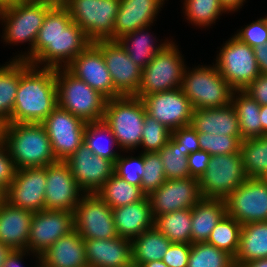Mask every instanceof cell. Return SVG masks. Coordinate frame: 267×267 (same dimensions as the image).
Instances as JSON below:
<instances>
[{"instance_id": "47", "label": "cell", "mask_w": 267, "mask_h": 267, "mask_svg": "<svg viewBox=\"0 0 267 267\" xmlns=\"http://www.w3.org/2000/svg\"><path fill=\"white\" fill-rule=\"evenodd\" d=\"M234 36L252 48L264 45L267 42V16L246 25Z\"/></svg>"}, {"instance_id": "33", "label": "cell", "mask_w": 267, "mask_h": 267, "mask_svg": "<svg viewBox=\"0 0 267 267\" xmlns=\"http://www.w3.org/2000/svg\"><path fill=\"white\" fill-rule=\"evenodd\" d=\"M171 243L155 227L146 230L132 240L133 262L141 266L144 263L162 260Z\"/></svg>"}, {"instance_id": "30", "label": "cell", "mask_w": 267, "mask_h": 267, "mask_svg": "<svg viewBox=\"0 0 267 267\" xmlns=\"http://www.w3.org/2000/svg\"><path fill=\"white\" fill-rule=\"evenodd\" d=\"M267 258V221L242 225L235 267Z\"/></svg>"}, {"instance_id": "4", "label": "cell", "mask_w": 267, "mask_h": 267, "mask_svg": "<svg viewBox=\"0 0 267 267\" xmlns=\"http://www.w3.org/2000/svg\"><path fill=\"white\" fill-rule=\"evenodd\" d=\"M52 6L31 0L17 1L4 5L0 15L5 27L3 39L10 44L30 42L31 48L26 55H17L15 60H25L32 64L34 62V45L43 24L46 13Z\"/></svg>"}, {"instance_id": "52", "label": "cell", "mask_w": 267, "mask_h": 267, "mask_svg": "<svg viewBox=\"0 0 267 267\" xmlns=\"http://www.w3.org/2000/svg\"><path fill=\"white\" fill-rule=\"evenodd\" d=\"M244 91L261 106L267 105V75L260 74L244 89Z\"/></svg>"}, {"instance_id": "8", "label": "cell", "mask_w": 267, "mask_h": 267, "mask_svg": "<svg viewBox=\"0 0 267 267\" xmlns=\"http://www.w3.org/2000/svg\"><path fill=\"white\" fill-rule=\"evenodd\" d=\"M185 68L187 66L175 42L170 41L143 69L141 83L134 96L142 99L153 93L181 88Z\"/></svg>"}, {"instance_id": "50", "label": "cell", "mask_w": 267, "mask_h": 267, "mask_svg": "<svg viewBox=\"0 0 267 267\" xmlns=\"http://www.w3.org/2000/svg\"><path fill=\"white\" fill-rule=\"evenodd\" d=\"M190 252L191 244L171 243L162 261L168 267H187Z\"/></svg>"}, {"instance_id": "12", "label": "cell", "mask_w": 267, "mask_h": 267, "mask_svg": "<svg viewBox=\"0 0 267 267\" xmlns=\"http://www.w3.org/2000/svg\"><path fill=\"white\" fill-rule=\"evenodd\" d=\"M74 229L83 239L118 237L112 208L96 193H84L73 212Z\"/></svg>"}, {"instance_id": "51", "label": "cell", "mask_w": 267, "mask_h": 267, "mask_svg": "<svg viewBox=\"0 0 267 267\" xmlns=\"http://www.w3.org/2000/svg\"><path fill=\"white\" fill-rule=\"evenodd\" d=\"M211 155L204 150L192 152L188 155V169L190 177L200 179L204 172L208 169Z\"/></svg>"}, {"instance_id": "2", "label": "cell", "mask_w": 267, "mask_h": 267, "mask_svg": "<svg viewBox=\"0 0 267 267\" xmlns=\"http://www.w3.org/2000/svg\"><path fill=\"white\" fill-rule=\"evenodd\" d=\"M55 68L35 67L20 60V81L7 123H42L58 106Z\"/></svg>"}, {"instance_id": "21", "label": "cell", "mask_w": 267, "mask_h": 267, "mask_svg": "<svg viewBox=\"0 0 267 267\" xmlns=\"http://www.w3.org/2000/svg\"><path fill=\"white\" fill-rule=\"evenodd\" d=\"M65 68L107 100L122 96L113 86L102 52L93 43Z\"/></svg>"}, {"instance_id": "60", "label": "cell", "mask_w": 267, "mask_h": 267, "mask_svg": "<svg viewBox=\"0 0 267 267\" xmlns=\"http://www.w3.org/2000/svg\"><path fill=\"white\" fill-rule=\"evenodd\" d=\"M141 267H168L162 260L144 263Z\"/></svg>"}, {"instance_id": "53", "label": "cell", "mask_w": 267, "mask_h": 267, "mask_svg": "<svg viewBox=\"0 0 267 267\" xmlns=\"http://www.w3.org/2000/svg\"><path fill=\"white\" fill-rule=\"evenodd\" d=\"M254 55L257 60L260 74L267 75V42L254 48Z\"/></svg>"}, {"instance_id": "19", "label": "cell", "mask_w": 267, "mask_h": 267, "mask_svg": "<svg viewBox=\"0 0 267 267\" xmlns=\"http://www.w3.org/2000/svg\"><path fill=\"white\" fill-rule=\"evenodd\" d=\"M84 193L64 161L46 166L45 209L74 212Z\"/></svg>"}, {"instance_id": "57", "label": "cell", "mask_w": 267, "mask_h": 267, "mask_svg": "<svg viewBox=\"0 0 267 267\" xmlns=\"http://www.w3.org/2000/svg\"><path fill=\"white\" fill-rule=\"evenodd\" d=\"M31 1L48 4L52 7H65L69 0H31Z\"/></svg>"}, {"instance_id": "36", "label": "cell", "mask_w": 267, "mask_h": 267, "mask_svg": "<svg viewBox=\"0 0 267 267\" xmlns=\"http://www.w3.org/2000/svg\"><path fill=\"white\" fill-rule=\"evenodd\" d=\"M96 194L112 209L142 200L146 195L141 187L132 185L116 174H113L97 191Z\"/></svg>"}, {"instance_id": "44", "label": "cell", "mask_w": 267, "mask_h": 267, "mask_svg": "<svg viewBox=\"0 0 267 267\" xmlns=\"http://www.w3.org/2000/svg\"><path fill=\"white\" fill-rule=\"evenodd\" d=\"M144 174L141 178V191L148 196L167 180L163 162L158 152H143Z\"/></svg>"}, {"instance_id": "58", "label": "cell", "mask_w": 267, "mask_h": 267, "mask_svg": "<svg viewBox=\"0 0 267 267\" xmlns=\"http://www.w3.org/2000/svg\"><path fill=\"white\" fill-rule=\"evenodd\" d=\"M11 251V248L0 243V267L4 266L5 260Z\"/></svg>"}, {"instance_id": "27", "label": "cell", "mask_w": 267, "mask_h": 267, "mask_svg": "<svg viewBox=\"0 0 267 267\" xmlns=\"http://www.w3.org/2000/svg\"><path fill=\"white\" fill-rule=\"evenodd\" d=\"M112 212L119 237L133 240L142 232L154 227V218L147 196L136 203L113 208Z\"/></svg>"}, {"instance_id": "5", "label": "cell", "mask_w": 267, "mask_h": 267, "mask_svg": "<svg viewBox=\"0 0 267 267\" xmlns=\"http://www.w3.org/2000/svg\"><path fill=\"white\" fill-rule=\"evenodd\" d=\"M146 113L144 102L134 95L107 100L103 122L111 129L122 151L140 146Z\"/></svg>"}, {"instance_id": "37", "label": "cell", "mask_w": 267, "mask_h": 267, "mask_svg": "<svg viewBox=\"0 0 267 267\" xmlns=\"http://www.w3.org/2000/svg\"><path fill=\"white\" fill-rule=\"evenodd\" d=\"M243 167L249 178H267V135L240 143Z\"/></svg>"}, {"instance_id": "22", "label": "cell", "mask_w": 267, "mask_h": 267, "mask_svg": "<svg viewBox=\"0 0 267 267\" xmlns=\"http://www.w3.org/2000/svg\"><path fill=\"white\" fill-rule=\"evenodd\" d=\"M64 162L85 193H96L114 174L115 163L95 155L84 143Z\"/></svg>"}, {"instance_id": "46", "label": "cell", "mask_w": 267, "mask_h": 267, "mask_svg": "<svg viewBox=\"0 0 267 267\" xmlns=\"http://www.w3.org/2000/svg\"><path fill=\"white\" fill-rule=\"evenodd\" d=\"M114 174L132 185L141 187L144 174L143 153L138 157L119 156L115 161Z\"/></svg>"}, {"instance_id": "34", "label": "cell", "mask_w": 267, "mask_h": 267, "mask_svg": "<svg viewBox=\"0 0 267 267\" xmlns=\"http://www.w3.org/2000/svg\"><path fill=\"white\" fill-rule=\"evenodd\" d=\"M191 220L192 210L182 209L155 217L154 227L172 243L192 244Z\"/></svg>"}, {"instance_id": "49", "label": "cell", "mask_w": 267, "mask_h": 267, "mask_svg": "<svg viewBox=\"0 0 267 267\" xmlns=\"http://www.w3.org/2000/svg\"><path fill=\"white\" fill-rule=\"evenodd\" d=\"M17 168L6 144L0 139V189L5 193L15 178Z\"/></svg>"}, {"instance_id": "41", "label": "cell", "mask_w": 267, "mask_h": 267, "mask_svg": "<svg viewBox=\"0 0 267 267\" xmlns=\"http://www.w3.org/2000/svg\"><path fill=\"white\" fill-rule=\"evenodd\" d=\"M183 8L186 19L200 27L214 24L226 12L219 0H184Z\"/></svg>"}, {"instance_id": "39", "label": "cell", "mask_w": 267, "mask_h": 267, "mask_svg": "<svg viewBox=\"0 0 267 267\" xmlns=\"http://www.w3.org/2000/svg\"><path fill=\"white\" fill-rule=\"evenodd\" d=\"M242 225L227 213L218 221L207 243L230 254L233 258L239 249Z\"/></svg>"}, {"instance_id": "61", "label": "cell", "mask_w": 267, "mask_h": 267, "mask_svg": "<svg viewBox=\"0 0 267 267\" xmlns=\"http://www.w3.org/2000/svg\"><path fill=\"white\" fill-rule=\"evenodd\" d=\"M3 2V4H8V3H12V2H17V1H27V0H1Z\"/></svg>"}, {"instance_id": "38", "label": "cell", "mask_w": 267, "mask_h": 267, "mask_svg": "<svg viewBox=\"0 0 267 267\" xmlns=\"http://www.w3.org/2000/svg\"><path fill=\"white\" fill-rule=\"evenodd\" d=\"M107 137L109 139L106 140ZM84 144L95 155L107 158L114 163L120 156L119 153L112 149L113 146L116 147L118 144L111 129L103 122V120L98 122H87L84 132Z\"/></svg>"}, {"instance_id": "20", "label": "cell", "mask_w": 267, "mask_h": 267, "mask_svg": "<svg viewBox=\"0 0 267 267\" xmlns=\"http://www.w3.org/2000/svg\"><path fill=\"white\" fill-rule=\"evenodd\" d=\"M46 167L17 169L4 199L10 204L36 213L45 209Z\"/></svg>"}, {"instance_id": "64", "label": "cell", "mask_w": 267, "mask_h": 267, "mask_svg": "<svg viewBox=\"0 0 267 267\" xmlns=\"http://www.w3.org/2000/svg\"><path fill=\"white\" fill-rule=\"evenodd\" d=\"M37 262L39 263V266L37 265V267H49V266H46L45 264H43L39 259L37 260Z\"/></svg>"}, {"instance_id": "56", "label": "cell", "mask_w": 267, "mask_h": 267, "mask_svg": "<svg viewBox=\"0 0 267 267\" xmlns=\"http://www.w3.org/2000/svg\"><path fill=\"white\" fill-rule=\"evenodd\" d=\"M260 119L262 125V136L267 135V105H263L260 108Z\"/></svg>"}, {"instance_id": "55", "label": "cell", "mask_w": 267, "mask_h": 267, "mask_svg": "<svg viewBox=\"0 0 267 267\" xmlns=\"http://www.w3.org/2000/svg\"><path fill=\"white\" fill-rule=\"evenodd\" d=\"M221 6L225 9L227 12H235L237 9L241 8L243 6V3L246 2L245 0H219Z\"/></svg>"}, {"instance_id": "45", "label": "cell", "mask_w": 267, "mask_h": 267, "mask_svg": "<svg viewBox=\"0 0 267 267\" xmlns=\"http://www.w3.org/2000/svg\"><path fill=\"white\" fill-rule=\"evenodd\" d=\"M200 150L211 156L235 154L240 151L241 136L198 134Z\"/></svg>"}, {"instance_id": "48", "label": "cell", "mask_w": 267, "mask_h": 267, "mask_svg": "<svg viewBox=\"0 0 267 267\" xmlns=\"http://www.w3.org/2000/svg\"><path fill=\"white\" fill-rule=\"evenodd\" d=\"M170 139L178 146V148L185 151L186 156L192 152L200 150L198 133L191 126L177 128L172 131Z\"/></svg>"}, {"instance_id": "62", "label": "cell", "mask_w": 267, "mask_h": 267, "mask_svg": "<svg viewBox=\"0 0 267 267\" xmlns=\"http://www.w3.org/2000/svg\"><path fill=\"white\" fill-rule=\"evenodd\" d=\"M122 267H141V266L132 261L130 264L122 266Z\"/></svg>"}, {"instance_id": "32", "label": "cell", "mask_w": 267, "mask_h": 267, "mask_svg": "<svg viewBox=\"0 0 267 267\" xmlns=\"http://www.w3.org/2000/svg\"><path fill=\"white\" fill-rule=\"evenodd\" d=\"M148 27L150 28V26L138 28L117 40L134 63L142 69H144L153 60L155 55L169 43V40H167L162 44L154 46L153 42L155 40L150 38H153V36L145 32V30L148 31Z\"/></svg>"}, {"instance_id": "7", "label": "cell", "mask_w": 267, "mask_h": 267, "mask_svg": "<svg viewBox=\"0 0 267 267\" xmlns=\"http://www.w3.org/2000/svg\"><path fill=\"white\" fill-rule=\"evenodd\" d=\"M181 90L189 99L193 109H211L228 106L232 102L234 89L222 77L216 66L185 68Z\"/></svg>"}, {"instance_id": "43", "label": "cell", "mask_w": 267, "mask_h": 267, "mask_svg": "<svg viewBox=\"0 0 267 267\" xmlns=\"http://www.w3.org/2000/svg\"><path fill=\"white\" fill-rule=\"evenodd\" d=\"M140 146L144 148L142 152H159L168 144L172 131L152 118L147 113L145 115Z\"/></svg>"}, {"instance_id": "31", "label": "cell", "mask_w": 267, "mask_h": 267, "mask_svg": "<svg viewBox=\"0 0 267 267\" xmlns=\"http://www.w3.org/2000/svg\"><path fill=\"white\" fill-rule=\"evenodd\" d=\"M231 104L234 106L238 116L242 141L261 137V105L244 90H234Z\"/></svg>"}, {"instance_id": "1", "label": "cell", "mask_w": 267, "mask_h": 267, "mask_svg": "<svg viewBox=\"0 0 267 267\" xmlns=\"http://www.w3.org/2000/svg\"><path fill=\"white\" fill-rule=\"evenodd\" d=\"M90 44L92 42L72 21L65 7H52L46 13L38 32L34 45V62L31 65L38 68L40 64H44L42 68H65Z\"/></svg>"}, {"instance_id": "26", "label": "cell", "mask_w": 267, "mask_h": 267, "mask_svg": "<svg viewBox=\"0 0 267 267\" xmlns=\"http://www.w3.org/2000/svg\"><path fill=\"white\" fill-rule=\"evenodd\" d=\"M190 126L198 134L241 136L238 116L232 104L220 108L194 109Z\"/></svg>"}, {"instance_id": "10", "label": "cell", "mask_w": 267, "mask_h": 267, "mask_svg": "<svg viewBox=\"0 0 267 267\" xmlns=\"http://www.w3.org/2000/svg\"><path fill=\"white\" fill-rule=\"evenodd\" d=\"M247 178L240 151L235 154L213 155L208 169L198 180L201 196L225 200Z\"/></svg>"}, {"instance_id": "17", "label": "cell", "mask_w": 267, "mask_h": 267, "mask_svg": "<svg viewBox=\"0 0 267 267\" xmlns=\"http://www.w3.org/2000/svg\"><path fill=\"white\" fill-rule=\"evenodd\" d=\"M73 229V212L44 209L33 213L27 242V254L34 253L39 259L45 250Z\"/></svg>"}, {"instance_id": "65", "label": "cell", "mask_w": 267, "mask_h": 267, "mask_svg": "<svg viewBox=\"0 0 267 267\" xmlns=\"http://www.w3.org/2000/svg\"><path fill=\"white\" fill-rule=\"evenodd\" d=\"M3 8H4V4H3V2L0 0V15H1L2 11H3Z\"/></svg>"}, {"instance_id": "9", "label": "cell", "mask_w": 267, "mask_h": 267, "mask_svg": "<svg viewBox=\"0 0 267 267\" xmlns=\"http://www.w3.org/2000/svg\"><path fill=\"white\" fill-rule=\"evenodd\" d=\"M120 0H69L65 8L93 43L114 41V23Z\"/></svg>"}, {"instance_id": "6", "label": "cell", "mask_w": 267, "mask_h": 267, "mask_svg": "<svg viewBox=\"0 0 267 267\" xmlns=\"http://www.w3.org/2000/svg\"><path fill=\"white\" fill-rule=\"evenodd\" d=\"M58 106L85 122L102 121L107 99L66 68L55 71Z\"/></svg>"}, {"instance_id": "63", "label": "cell", "mask_w": 267, "mask_h": 267, "mask_svg": "<svg viewBox=\"0 0 267 267\" xmlns=\"http://www.w3.org/2000/svg\"><path fill=\"white\" fill-rule=\"evenodd\" d=\"M4 200V192L0 189V204Z\"/></svg>"}, {"instance_id": "11", "label": "cell", "mask_w": 267, "mask_h": 267, "mask_svg": "<svg viewBox=\"0 0 267 267\" xmlns=\"http://www.w3.org/2000/svg\"><path fill=\"white\" fill-rule=\"evenodd\" d=\"M215 66L234 90H244L260 75L254 48L234 35L220 48Z\"/></svg>"}, {"instance_id": "16", "label": "cell", "mask_w": 267, "mask_h": 267, "mask_svg": "<svg viewBox=\"0 0 267 267\" xmlns=\"http://www.w3.org/2000/svg\"><path fill=\"white\" fill-rule=\"evenodd\" d=\"M93 44L102 52L114 88L122 95H135L142 79V71L118 41L99 40Z\"/></svg>"}, {"instance_id": "59", "label": "cell", "mask_w": 267, "mask_h": 267, "mask_svg": "<svg viewBox=\"0 0 267 267\" xmlns=\"http://www.w3.org/2000/svg\"><path fill=\"white\" fill-rule=\"evenodd\" d=\"M240 267H267V258L254 260Z\"/></svg>"}, {"instance_id": "42", "label": "cell", "mask_w": 267, "mask_h": 267, "mask_svg": "<svg viewBox=\"0 0 267 267\" xmlns=\"http://www.w3.org/2000/svg\"><path fill=\"white\" fill-rule=\"evenodd\" d=\"M167 180L189 178L188 156L170 139L159 152Z\"/></svg>"}, {"instance_id": "3", "label": "cell", "mask_w": 267, "mask_h": 267, "mask_svg": "<svg viewBox=\"0 0 267 267\" xmlns=\"http://www.w3.org/2000/svg\"><path fill=\"white\" fill-rule=\"evenodd\" d=\"M17 169L46 167L57 162L48 134L41 123H6L0 126Z\"/></svg>"}, {"instance_id": "25", "label": "cell", "mask_w": 267, "mask_h": 267, "mask_svg": "<svg viewBox=\"0 0 267 267\" xmlns=\"http://www.w3.org/2000/svg\"><path fill=\"white\" fill-rule=\"evenodd\" d=\"M33 212L5 199L0 204V243L12 250H26Z\"/></svg>"}, {"instance_id": "18", "label": "cell", "mask_w": 267, "mask_h": 267, "mask_svg": "<svg viewBox=\"0 0 267 267\" xmlns=\"http://www.w3.org/2000/svg\"><path fill=\"white\" fill-rule=\"evenodd\" d=\"M153 218L182 209H192L203 197L196 178L166 180L149 194Z\"/></svg>"}, {"instance_id": "35", "label": "cell", "mask_w": 267, "mask_h": 267, "mask_svg": "<svg viewBox=\"0 0 267 267\" xmlns=\"http://www.w3.org/2000/svg\"><path fill=\"white\" fill-rule=\"evenodd\" d=\"M0 66V126L11 118L20 81V60Z\"/></svg>"}, {"instance_id": "28", "label": "cell", "mask_w": 267, "mask_h": 267, "mask_svg": "<svg viewBox=\"0 0 267 267\" xmlns=\"http://www.w3.org/2000/svg\"><path fill=\"white\" fill-rule=\"evenodd\" d=\"M39 260L49 267H88L83 238L75 229L53 243Z\"/></svg>"}, {"instance_id": "13", "label": "cell", "mask_w": 267, "mask_h": 267, "mask_svg": "<svg viewBox=\"0 0 267 267\" xmlns=\"http://www.w3.org/2000/svg\"><path fill=\"white\" fill-rule=\"evenodd\" d=\"M227 214L241 225L267 221V178H247L226 199Z\"/></svg>"}, {"instance_id": "54", "label": "cell", "mask_w": 267, "mask_h": 267, "mask_svg": "<svg viewBox=\"0 0 267 267\" xmlns=\"http://www.w3.org/2000/svg\"><path fill=\"white\" fill-rule=\"evenodd\" d=\"M26 252V250H12L3 267H21L22 258L26 255Z\"/></svg>"}, {"instance_id": "14", "label": "cell", "mask_w": 267, "mask_h": 267, "mask_svg": "<svg viewBox=\"0 0 267 267\" xmlns=\"http://www.w3.org/2000/svg\"><path fill=\"white\" fill-rule=\"evenodd\" d=\"M41 124L48 134L57 161H65L84 143L87 122L60 106Z\"/></svg>"}, {"instance_id": "23", "label": "cell", "mask_w": 267, "mask_h": 267, "mask_svg": "<svg viewBox=\"0 0 267 267\" xmlns=\"http://www.w3.org/2000/svg\"><path fill=\"white\" fill-rule=\"evenodd\" d=\"M88 267H122L133 261L132 240L83 239Z\"/></svg>"}, {"instance_id": "40", "label": "cell", "mask_w": 267, "mask_h": 267, "mask_svg": "<svg viewBox=\"0 0 267 267\" xmlns=\"http://www.w3.org/2000/svg\"><path fill=\"white\" fill-rule=\"evenodd\" d=\"M187 267H235L234 258L207 242L191 244Z\"/></svg>"}, {"instance_id": "15", "label": "cell", "mask_w": 267, "mask_h": 267, "mask_svg": "<svg viewBox=\"0 0 267 267\" xmlns=\"http://www.w3.org/2000/svg\"><path fill=\"white\" fill-rule=\"evenodd\" d=\"M146 112L170 131L190 126L193 107L181 88L153 93L142 98Z\"/></svg>"}, {"instance_id": "29", "label": "cell", "mask_w": 267, "mask_h": 267, "mask_svg": "<svg viewBox=\"0 0 267 267\" xmlns=\"http://www.w3.org/2000/svg\"><path fill=\"white\" fill-rule=\"evenodd\" d=\"M191 241L207 242L211 231L227 213L223 199L202 198L192 209Z\"/></svg>"}, {"instance_id": "24", "label": "cell", "mask_w": 267, "mask_h": 267, "mask_svg": "<svg viewBox=\"0 0 267 267\" xmlns=\"http://www.w3.org/2000/svg\"><path fill=\"white\" fill-rule=\"evenodd\" d=\"M165 0H120L114 23V41L122 36L150 26Z\"/></svg>"}]
</instances>
